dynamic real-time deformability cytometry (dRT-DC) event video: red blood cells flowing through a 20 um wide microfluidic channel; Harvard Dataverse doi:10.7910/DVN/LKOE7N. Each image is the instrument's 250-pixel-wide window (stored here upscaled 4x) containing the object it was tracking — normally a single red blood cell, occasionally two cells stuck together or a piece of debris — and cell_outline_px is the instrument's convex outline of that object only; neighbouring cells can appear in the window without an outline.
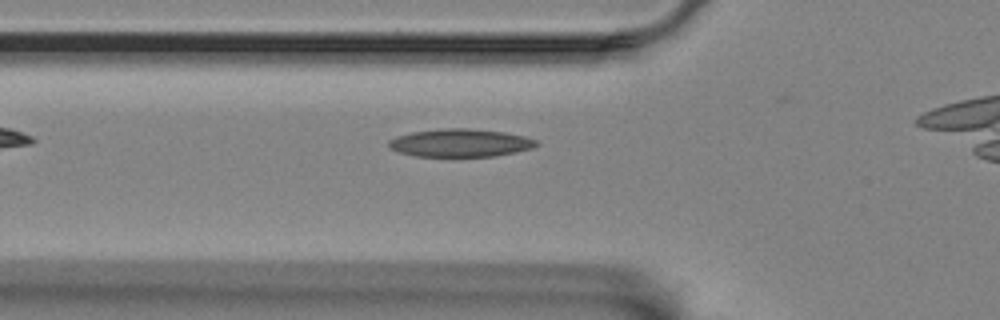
{"species": "Egyptian fruit bat (a non-hibernating species)", "species_latin": "Rousettus aegyptiacus", "temperature_condition": "room temperature", "stored_images_in_passage": 36, "camera_frame_rate_fps": 3000, "um_per_image_px": 0.085, "animal": {"sex": "female"}, "frame": {"image": 1, "passage_image": 5, "time_ms": 1.333, "image_size_px": [1000, 320], "cell_outline_px": [[540, 144], [532, 148], [516, 152], [496, 156], [416, 156], [400, 152], [388, 148], [388, 140], [396, 136], [412, 132], [440, 128], [468, 128], [504, 132], [524, 136], [540, 140]], "centroid_in_image_um": [39.15, 12.14], "position_along_channel_um": 86.7, "area_um2": 24.22}}
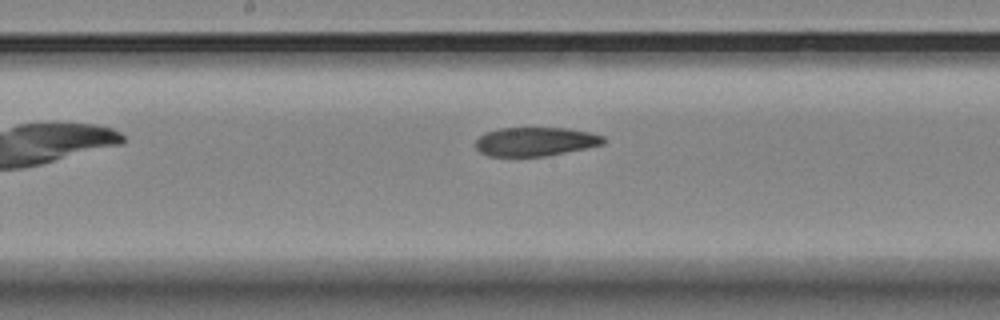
{"frame": {"image": 2, "passage_image": 15, "time_ms": 4.667, "image_size_px": [1000, 320], "cell_outline_px": [[604, 144], [548, 156], [488, 156], [480, 152], [476, 148], [476, 140], [484, 132], [500, 128], [568, 128], [588, 132], [604, 136]], "centroid_in_image_um": [45.49, 12.03], "position_along_channel_um": 202.7, "area_um2": 21.5}}
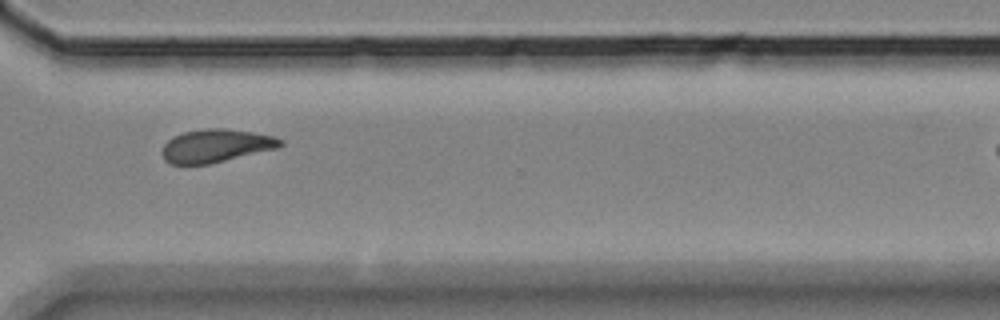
{"frame": {"image": 3, "passage_image": 28, "time_ms": 9.0, "image_size_px": [1000, 320], "cell_outline_px": [[284, 144], [280, 148], [208, 164], [172, 164], [164, 160], [160, 152], [164, 144], [172, 136], [184, 132], [208, 128], [224, 128], [252, 132], [276, 136], [284, 140]], "centroid_in_image_um": [18.38, 12.39], "position_along_channel_um": 352.2, "area_um2": 23.06}, "authors_computed_cell_mechanics": {"area_um2": 22.8888, "velocity_mm_per_s": 3.4547, "shape_relaxation_time_tau1_ms": null, "shape_relaxation_time_tau2_ms": 6.7291, "deformation_change_tau1": null, "deformation_change_tau2": 0.1399}}